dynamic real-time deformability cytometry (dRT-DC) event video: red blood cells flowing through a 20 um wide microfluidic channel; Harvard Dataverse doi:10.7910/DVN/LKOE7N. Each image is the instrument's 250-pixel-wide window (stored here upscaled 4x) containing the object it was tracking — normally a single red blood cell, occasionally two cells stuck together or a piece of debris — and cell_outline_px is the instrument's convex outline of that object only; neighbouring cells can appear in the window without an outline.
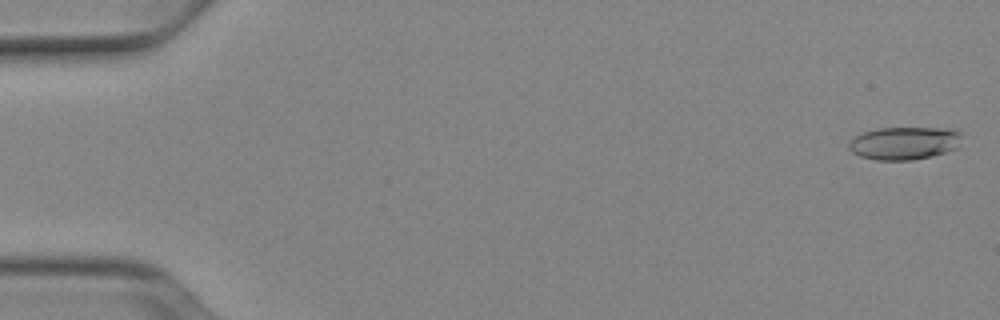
{"species": "Egyptian fruit bat (a non-hibernating species)", "species_latin": "Rousettus aegyptiacus", "temperature_condition": "cold", "stored_images_in_passage": 52, "camera_frame_rate_fps": 3000, "um_per_image_px": 0.085, "animal": {"sex": "female"}, "frame": {"image": 1, "passage_image": 1, "time_ms": 0.0, "image_size_px": [1000, 320], "cell_outline_px": [[960, 136], [956, 148], [944, 152], [912, 160], [876, 160], [860, 156], [852, 152], [848, 148], [848, 144], [856, 136], [864, 132], [876, 128], [944, 128], [960, 132]], "centroid_in_image_um": [76.81, 12.16], "position_along_channel_um": 8.2, "area_um2": 21.27}}
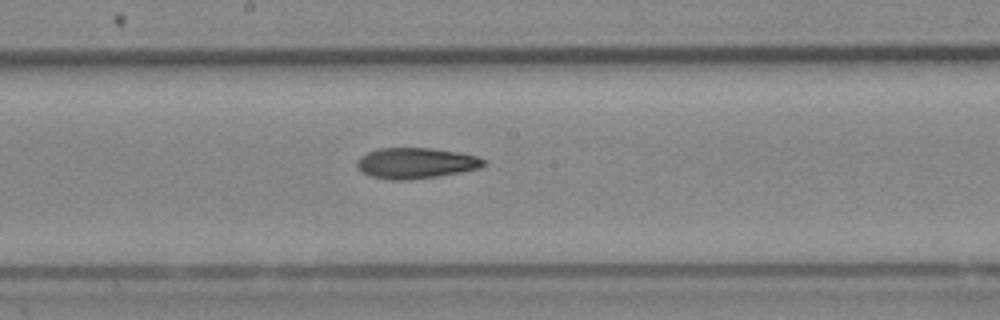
{"frame": {"image": 2, "passage_image": 28, "time_ms": 9.0, "image_size_px": [1000, 320], "cell_outline_px": [[488, 164], [480, 168], [460, 172], [412, 180], [388, 180], [368, 176], [360, 172], [356, 168], [356, 160], [360, 156], [368, 152], [380, 148], [432, 148], [460, 152], [480, 156], [488, 160]], "centroid_in_image_um": [35.35, 13.87], "position_along_channel_um": 212.8, "area_um2": 23.29}}
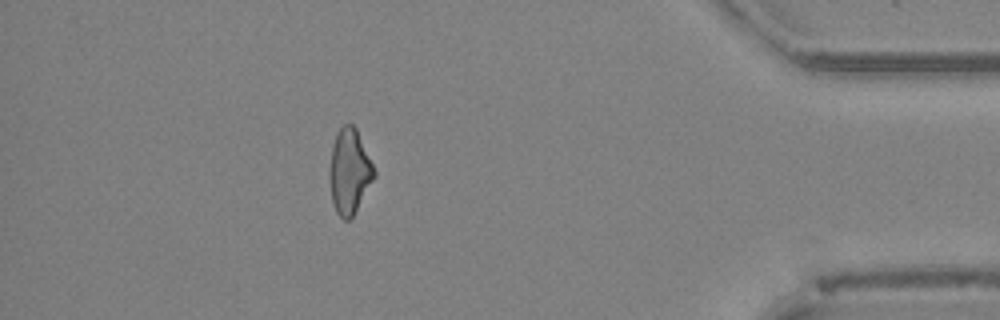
{"frame": {"image": 3, "passage_image": 46, "time_ms": 15.0, "image_size_px": [1000, 320], "cell_outline_px": [[376, 176], [352, 216], [348, 220], [344, 220], [336, 212], [332, 204], [328, 176], [328, 168], [332, 144], [336, 132], [344, 124], [352, 124], [356, 128], [376, 172]], "centroid_in_image_um": [29.66, 14.56], "position_along_channel_um": 405.5, "area_um2": 22.25}, "authors_computed_cell_mechanics": {"area_um2": 22.542, "velocity_mm_per_s": 3.9472, "shape_relaxation_time_tau1_ms": 8.5345, "shape_relaxation_time_tau2_ms": null, "deformation_change_tau1": 0.1987, "deformation_change_tau2": null}}